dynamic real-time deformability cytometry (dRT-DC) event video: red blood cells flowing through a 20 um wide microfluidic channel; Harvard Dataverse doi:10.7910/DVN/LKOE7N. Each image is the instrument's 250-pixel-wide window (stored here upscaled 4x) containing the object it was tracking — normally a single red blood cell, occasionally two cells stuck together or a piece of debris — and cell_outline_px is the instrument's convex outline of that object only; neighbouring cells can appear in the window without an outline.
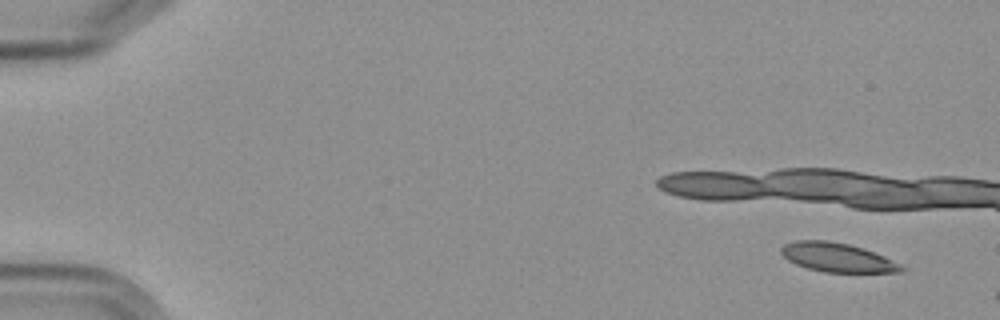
{"species": "Egyptian fruit bat (a non-hibernating species)", "species_latin": "Rousettus aegyptiacus", "temperature_condition": "cold", "stored_images_in_passage": 6, "camera_frame_rate_fps": 3000, "um_per_image_px": 0.085, "frame": {"image": 1, "passage_image": 1, "time_ms": 0.0, "image_size_px": [1000, 320], "cell_outline_px": [[904, 272], [824, 272], [808, 268], [796, 264], [788, 260], [780, 252], [780, 248], [784, 244], [796, 240], [828, 240], [848, 244], [864, 248], [884, 256], [900, 264], [904, 268]], "centroid_in_image_um": [71.16, 21.87], "position_along_channel_um": 13.8, "area_um2": 20.29}}